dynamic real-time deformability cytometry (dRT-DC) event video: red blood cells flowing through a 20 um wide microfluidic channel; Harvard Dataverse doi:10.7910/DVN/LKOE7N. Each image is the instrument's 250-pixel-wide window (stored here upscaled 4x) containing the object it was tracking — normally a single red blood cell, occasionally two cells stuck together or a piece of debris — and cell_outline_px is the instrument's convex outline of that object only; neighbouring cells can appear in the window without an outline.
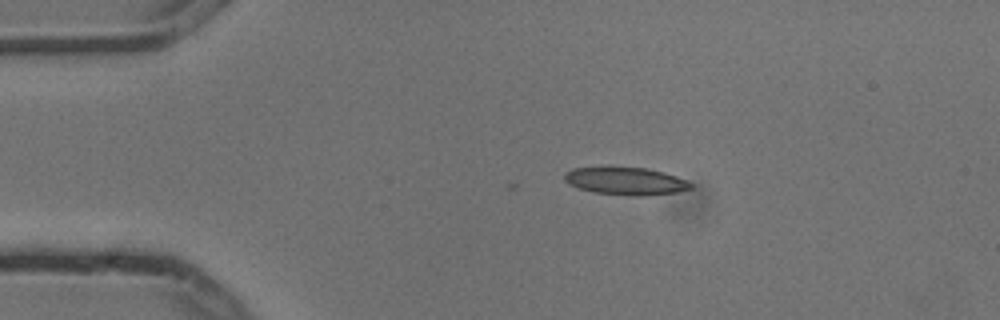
{"species": "common noctule bat (a hibernating species)", "species_latin": "Nyctalus noctula", "temperature_condition": "cold", "stored_images_in_passage": 9, "camera_frame_rate_fps": 3000, "um_per_image_px": 0.085, "animal": {"sex": "male", "body_mass_g": 13.3}, "frame": {"image": 1, "passage_image": 3, "time_ms": 0.667, "image_size_px": [1000, 320], "cell_outline_px": [[692, 188], [676, 192], [644, 196], [632, 196], [592, 192], [576, 188], [568, 184], [564, 180], [564, 172], [572, 168], [644, 168], [664, 172], [676, 176], [692, 184]], "centroid_in_image_um": [53.14, 15.41], "position_along_channel_um": 31.9, "area_um2": 20.17}}
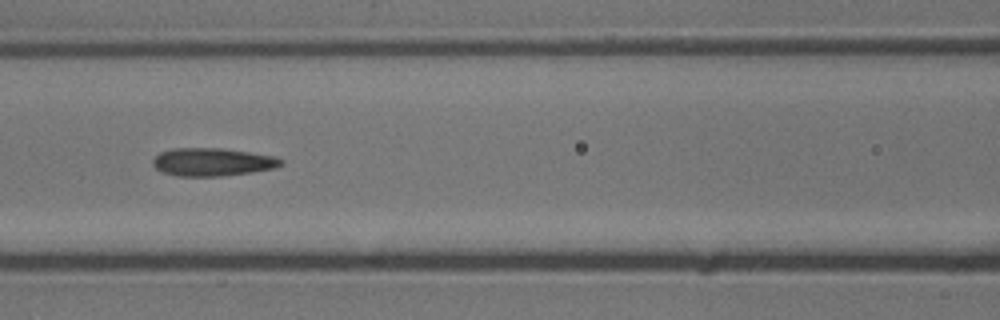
{"frame": {"image": 2, "passage_image": 7, "time_ms": 2.0, "image_size_px": [1000, 320], "cell_outline_px": [[284, 164], [276, 168], [252, 172], [220, 176], [176, 176], [164, 172], [156, 168], [152, 164], [152, 160], [160, 152], [172, 148], [220, 148], [276, 156], [284, 160]], "centroid_in_image_um": [18.08, 13.77], "position_along_channel_um": 148.5, "area_um2": 20.98}}
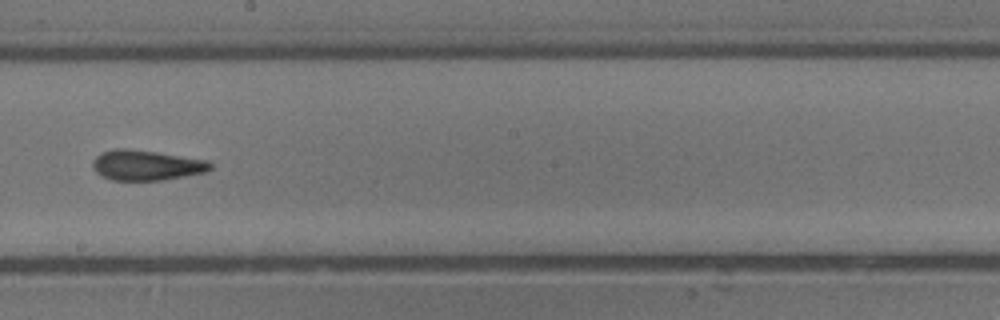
{"frame": {"image": 3, "passage_image": 9, "time_ms": 2.667, "image_size_px": [1000, 320], "cell_outline_px": [[212, 168], [204, 172], [164, 180], [112, 180], [100, 176], [96, 172], [92, 164], [92, 160], [100, 152], [112, 148], [128, 148], [156, 152], [208, 160], [212, 164]], "centroid_in_image_um": [12.39, 14.03], "position_along_channel_um": 235.8, "area_um2": 20.87}}